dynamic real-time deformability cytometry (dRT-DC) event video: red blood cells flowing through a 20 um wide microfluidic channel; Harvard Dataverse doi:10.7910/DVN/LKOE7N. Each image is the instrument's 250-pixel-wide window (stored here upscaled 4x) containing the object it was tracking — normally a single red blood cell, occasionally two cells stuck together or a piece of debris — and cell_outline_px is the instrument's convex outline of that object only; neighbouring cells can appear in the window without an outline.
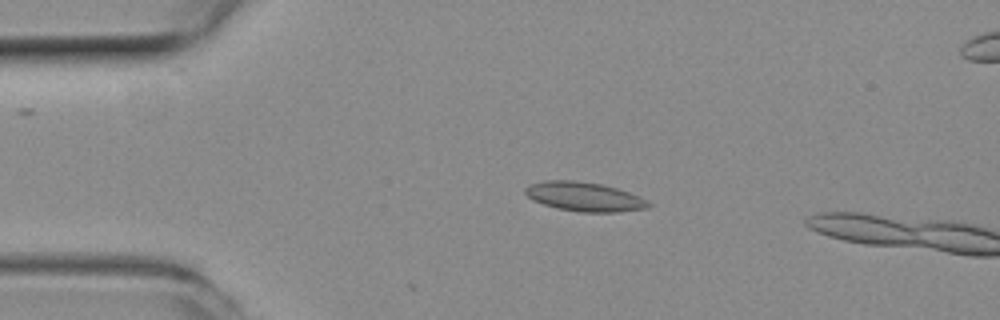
{"species": "common noctule bat (a hibernating species)", "species_latin": "Nyctalus noctula", "temperature_condition": "room temperature", "stored_images_in_passage": 3, "camera_frame_rate_fps": 3000, "um_per_image_px": 0.085, "animal": {"sex": "female", "body_mass_g": 19.3, "forearm_length_mm": 54.1}, "frame": {"image": 1, "passage_image": 1, "time_ms": 0.0, "image_size_px": [1000, 320], "cell_outline_px": [[652, 204], [648, 208], [620, 212], [580, 212], [556, 208], [532, 200], [524, 192], [524, 188], [528, 184], [544, 180], [572, 180], [600, 184], [616, 188], [628, 192]], "centroid_in_image_um": [49.61, 16.72], "position_along_channel_um": 35.4, "area_um2": 20.87}}